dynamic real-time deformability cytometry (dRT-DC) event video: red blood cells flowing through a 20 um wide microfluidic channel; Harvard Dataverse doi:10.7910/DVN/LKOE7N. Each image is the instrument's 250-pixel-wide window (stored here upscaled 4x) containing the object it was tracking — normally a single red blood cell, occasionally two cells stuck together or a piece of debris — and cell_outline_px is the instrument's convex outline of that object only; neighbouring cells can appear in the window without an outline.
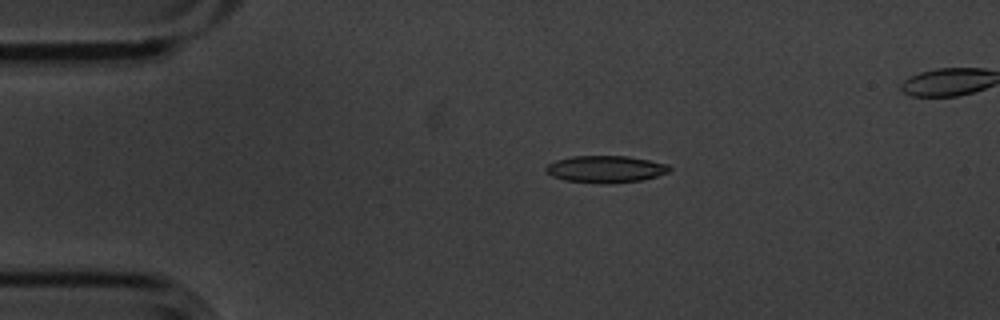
{"species": "common noctule bat (a hibernating species)", "species_latin": "Nyctalus noctula", "temperature_condition": "cold", "stored_images_in_passage": 6, "camera_frame_rate_fps": 3000, "um_per_image_px": 0.085, "animal": {"sex": "male", "body_mass_g": 20.1, "forearm_length_mm": 53.5}, "frame": {"image": 1, "passage_image": 3, "time_ms": 0.667, "image_size_px": [1000, 320], "cell_outline_px": [[672, 168], [668, 172], [656, 176], [640, 180], [600, 184], [564, 180], [552, 176], [544, 168], [548, 164], [556, 160], [572, 156], [628, 156], [668, 164]], "centroid_in_image_um": [51.46, 14.37], "position_along_channel_um": 33.5, "area_um2": 19.31}}
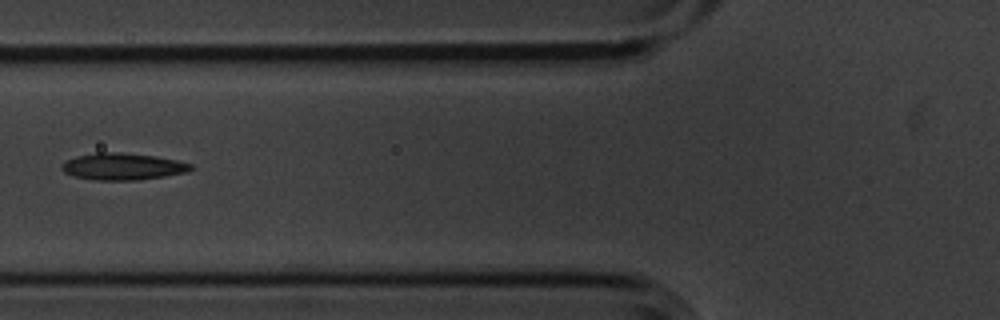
{"frame": {"image": 2, "passage_image": 6, "time_ms": 1.667, "image_size_px": [1000, 320], "cell_outline_px": [[196, 168], [188, 172], [140, 180], [96, 180], [72, 176], [64, 172], [60, 168], [60, 164], [64, 160], [76, 156], [96, 152], [120, 152], [156, 156], [176, 160], [192, 164]], "centroid_in_image_um": [10.41, 14.15], "position_along_channel_um": 115.4, "area_um2": 20.52}}